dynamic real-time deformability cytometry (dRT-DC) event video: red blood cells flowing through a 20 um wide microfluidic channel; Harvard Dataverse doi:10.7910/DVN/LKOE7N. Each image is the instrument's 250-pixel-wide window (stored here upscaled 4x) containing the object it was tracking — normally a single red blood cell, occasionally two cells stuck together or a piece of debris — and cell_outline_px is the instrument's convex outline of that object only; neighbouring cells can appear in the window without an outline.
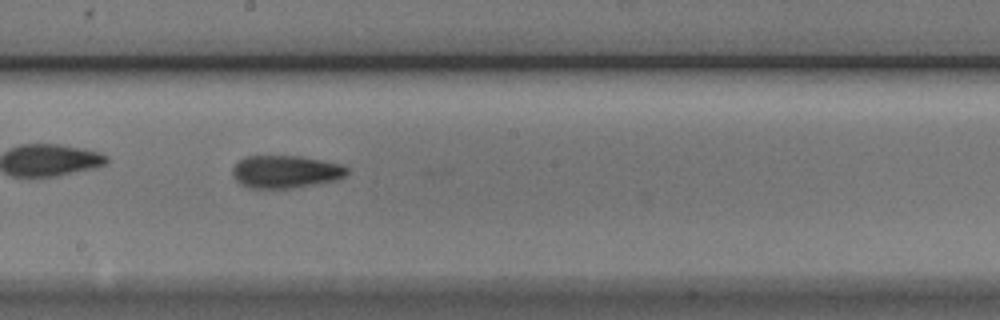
{"species": "Egyptian fruit bat (a non-hibernating species)", "species_latin": "Rousettus aegyptiacus", "temperature_condition": "cold", "stored_images_in_passage": 32, "camera_frame_rate_fps": 3000, "um_per_image_px": 0.085, "animal": {"sex": "male"}, "frame": {"image": 1, "passage_image": 19, "time_ms": 6.0, "image_size_px": [1000, 320], "cell_outline_px": [[348, 172], [344, 176], [336, 180], [316, 184], [292, 188], [248, 188], [240, 184], [232, 176], [232, 168], [244, 156], [300, 156], [340, 164], [348, 168]], "centroid_in_image_um": [24.24, 14.6], "position_along_channel_um": 224.0, "area_um2": 21.79}}
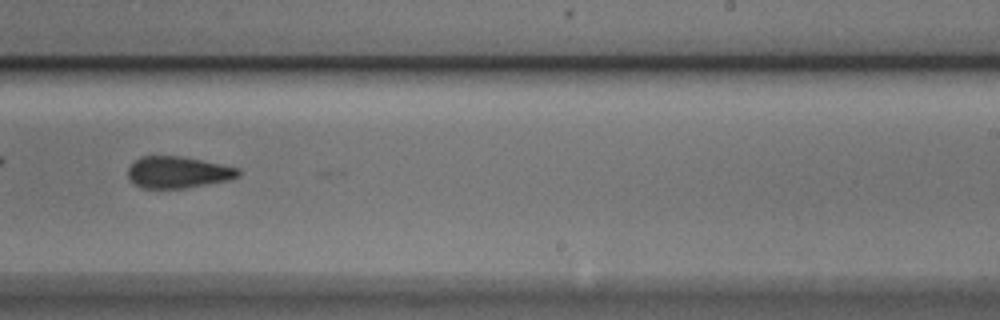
{"frame": {"image": 2, "passage_image": 23, "time_ms": 7.333, "image_size_px": [1000, 320], "cell_outline_px": [[240, 176], [228, 180], [184, 188], [144, 188], [136, 184], [128, 176], [128, 168], [140, 156], [180, 156], [240, 168]], "centroid_in_image_um": [15.14, 14.64], "position_along_channel_um": 273.9, "area_um2": 20.06}, "authors_computed_cell_mechanics": {"area_um2": 21.2704, "velocity_mm_per_s": 3.7634, "shape_relaxation_time_tau1_ms": 4.7597, "shape_relaxation_time_tau2_ms": 2.7869, "deformation_change_tau1": 0.1219, "deformation_change_tau2": 0.0946}}